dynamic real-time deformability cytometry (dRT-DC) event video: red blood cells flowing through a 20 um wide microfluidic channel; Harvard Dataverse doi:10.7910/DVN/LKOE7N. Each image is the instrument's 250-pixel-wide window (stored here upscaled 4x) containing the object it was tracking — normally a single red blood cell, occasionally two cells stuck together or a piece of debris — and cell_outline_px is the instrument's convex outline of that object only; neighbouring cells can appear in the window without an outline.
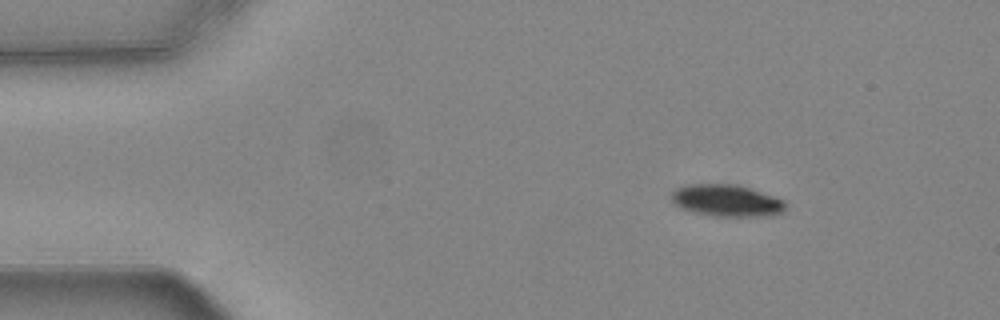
{"species": "common noctule bat (a hibernating species)", "species_latin": "Nyctalus noctula", "temperature_condition": "warm", "stored_images_in_passage": 48, "camera_frame_rate_fps": 3000, "um_per_image_px": 0.085, "animal": {"sex": "female", "body_mass_g": 24.6, "forearm_length_mm": 56.2}, "frame": {"image": 1, "passage_image": 1, "time_ms": 0.0, "image_size_px": [1000, 320], "cell_outline_px": [[788, 204], [784, 212], [772, 216], [712, 216], [680, 208], [672, 200], [672, 192], [676, 188], [688, 184], [736, 184], [784, 200]], "centroid_in_image_um": [61.79, 17.05], "position_along_channel_um": 23.2, "area_um2": 21.15}}
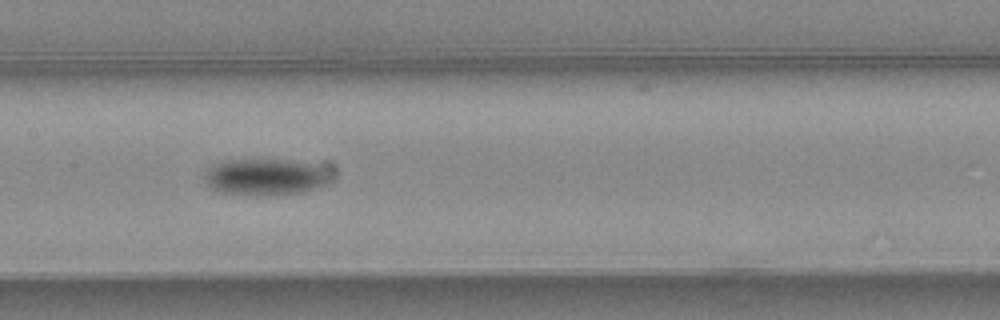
{"frame": {"image": 2, "passage_image": 20, "time_ms": 6.333, "image_size_px": [1000, 320], "cell_outline_px": [[328, 180], [324, 184], [316, 188], [304, 192], [220, 192], [212, 188], [204, 180], [204, 172], [212, 164], [224, 160], [292, 160], [312, 164], [328, 176]], "centroid_in_image_um": [22.44, 14.98], "position_along_channel_um": 185.0, "area_um2": 25.2}}
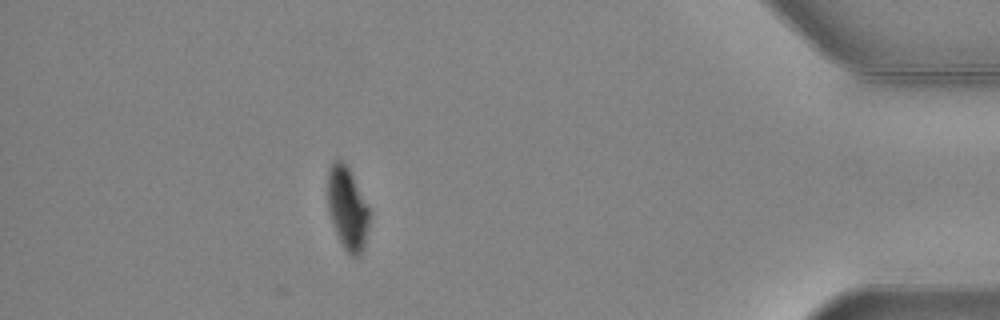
{"frame": {"image": 3, "passage_image": 42, "time_ms": 13.667, "image_size_px": [1000, 320], "cell_outline_px": [[368, 224], [364, 244], [360, 256], [352, 256], [344, 248], [336, 232], [328, 208], [328, 168], [332, 160], [344, 160], [368, 208]], "centroid_in_image_um": [29.5, 17.68], "position_along_channel_um": 405.7, "area_um2": 19.42}, "authors_computed_cell_mechanics": {"area_um2": 23.3223, "velocity_mm_per_s": 3.723, "shape_relaxation_time_tau1_ms": 2.7161, "shape_relaxation_time_tau2_ms": null, "deformation_change_tau1": 0.1132, "deformation_change_tau2": null}}